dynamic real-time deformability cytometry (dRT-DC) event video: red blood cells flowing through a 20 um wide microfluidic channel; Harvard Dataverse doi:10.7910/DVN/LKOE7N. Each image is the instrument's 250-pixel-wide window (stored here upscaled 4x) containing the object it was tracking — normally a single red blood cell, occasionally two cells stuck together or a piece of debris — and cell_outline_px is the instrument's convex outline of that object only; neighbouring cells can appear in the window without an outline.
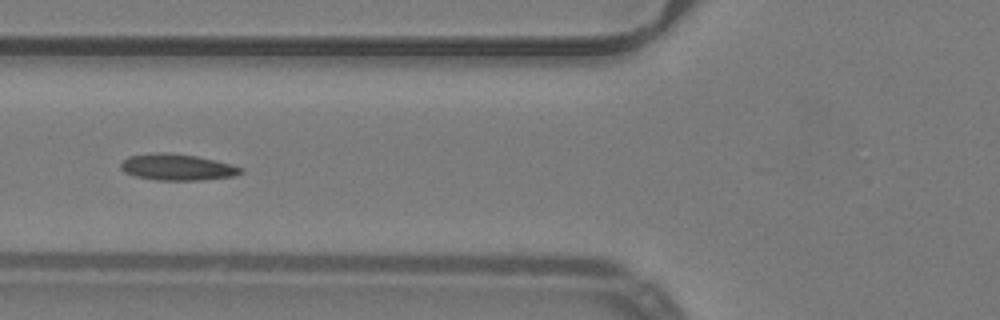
{"species": "common noctule bat (a hibernating species)", "species_latin": "Nyctalus noctula", "temperature_condition": "warm", "stored_images_in_passage": 31, "camera_frame_rate_fps": 3000, "um_per_image_px": 0.085, "animal": {"sex": "male", "body_mass_g": 19.2, "forearm_length_mm": 51.8}, "frame": {"image": 1, "passage_image": 5, "time_ms": 1.333, "image_size_px": [1000, 320], "cell_outline_px": [[244, 172], [236, 176], [204, 180], [156, 180], [136, 176], [124, 172], [120, 168], [120, 164], [128, 156], [152, 152], [164, 152], [196, 156], [216, 160], [232, 164], [244, 168]], "centroid_in_image_um": [15.1, 14.21], "position_along_channel_um": 110.7, "area_um2": 18.67}, "authors_computed_cell_mechanics": {"area_um2": 18.0336, "velocity_mm_per_s": 3.9903, "shape_relaxation_time_tau1_ms": null, "shape_relaxation_time_tau2_ms": 1.8817, "deformation_change_tau1": null, "deformation_change_tau2": 0.0947}}